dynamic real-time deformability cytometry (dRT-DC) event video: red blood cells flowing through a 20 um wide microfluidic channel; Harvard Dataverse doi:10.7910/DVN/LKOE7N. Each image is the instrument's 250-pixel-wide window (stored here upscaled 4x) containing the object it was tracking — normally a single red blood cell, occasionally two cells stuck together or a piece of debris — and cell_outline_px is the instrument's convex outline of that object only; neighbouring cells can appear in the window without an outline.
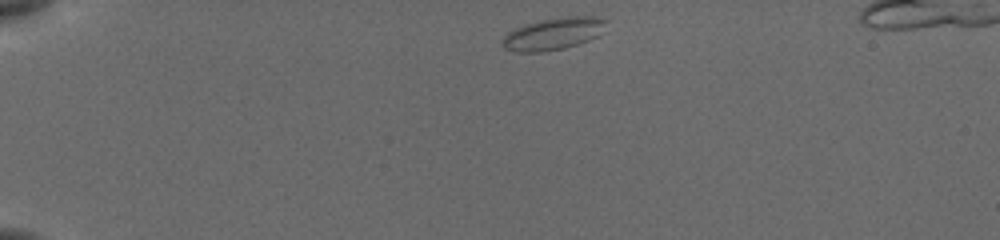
{"species": "common noctule bat (a hibernating species)", "species_latin": "Nyctalus noctula", "temperature_condition": "cold", "stored_images_in_passage": 43, "camera_frame_rate_fps": 3000, "um_per_image_px": 0.085, "animal": {"sex": "female", "body_mass_g": 19.5, "forearm_length_mm": 54.1}, "frame": {"image": 1, "passage_image": 1, "time_ms": 0.0, "image_size_px": [1000, 240], "cell_outline_px": [[608, 20], [596, 36], [588, 40], [564, 48], [540, 52], [520, 52], [504, 48], [500, 40], [508, 32], [516, 28], [528, 24], [544, 20]], "centroid_in_image_um": [46.84, 2.97], "position_along_channel_um": 38.2, "area_um2": 17.63}}
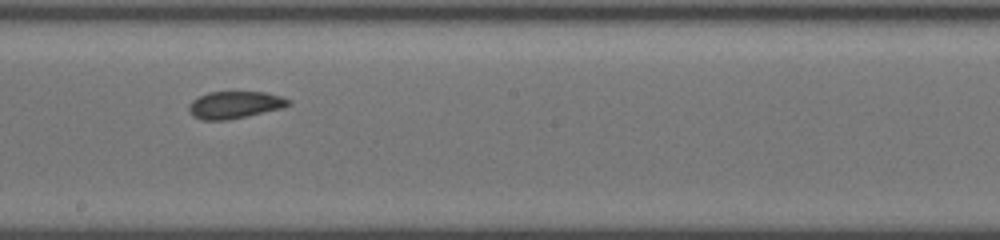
{"frame": {"image": 2, "passage_image": 21, "time_ms": 6.667, "image_size_px": [1000, 240], "cell_outline_px": [[292, 100], [288, 104], [280, 108], [228, 120], [200, 120], [192, 116], [188, 112], [188, 104], [192, 100], [208, 92], [264, 92], [280, 96]], "centroid_in_image_um": [19.87, 8.91], "position_along_channel_um": 228.3, "area_um2": 15.66}}
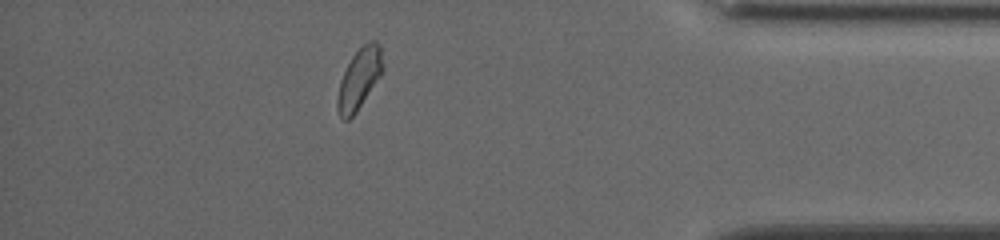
{"frame": {"image": 3, "passage_image": 37, "time_ms": 12.0, "image_size_px": [1000, 240], "cell_outline_px": [[384, 68], [380, 76], [356, 112], [348, 120], [344, 120], [340, 116], [336, 104], [336, 100], [340, 84], [344, 72], [352, 56], [368, 40], [376, 40], [380, 44], [384, 64]], "centroid_in_image_um": [30.56, 6.66], "position_along_channel_um": 404.6, "area_um2": 15.9}, "authors_computed_cell_mechanics": {"area_um2": 15.6638, "velocity_mm_per_s": 3.836, "shape_relaxation_time_tau1_ms": 7.8875, "shape_relaxation_time_tau2_ms": 1.8446, "deformation_change_tau1": 0.1176, "deformation_change_tau2": 0.0589}}